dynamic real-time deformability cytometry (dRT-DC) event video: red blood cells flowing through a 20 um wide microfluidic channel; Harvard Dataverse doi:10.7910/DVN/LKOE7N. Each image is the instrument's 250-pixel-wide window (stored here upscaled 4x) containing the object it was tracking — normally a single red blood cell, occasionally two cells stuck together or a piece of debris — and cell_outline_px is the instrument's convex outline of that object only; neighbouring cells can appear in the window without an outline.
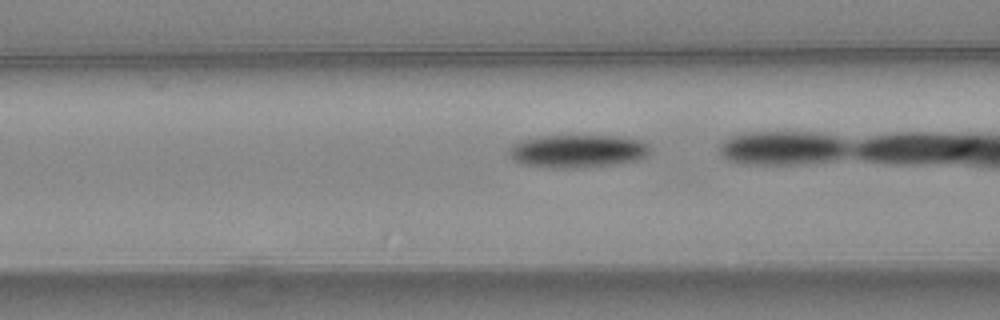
{"species": "common noctule bat (a hibernating species)", "species_latin": "Nyctalus noctula", "temperature_condition": "warm", "stored_images_in_passage": 34, "camera_frame_rate_fps": 3000, "um_per_image_px": 0.085, "animal": {"sex": "female", "body_mass_g": 24.6, "forearm_length_mm": 56.2}, "frame": {"image": 1, "passage_image": 16, "time_ms": 5.0, "image_size_px": [1000, 320], "cell_outline_px": [[652, 148], [640, 160], [612, 164], [572, 168], [560, 168], [520, 164], [512, 160], [508, 152], [508, 148], [512, 144], [520, 140], [544, 136], [616, 136], [640, 140], [648, 144]], "centroid_in_image_um": [49.06, 12.84], "position_along_channel_um": 117.5, "area_um2": 27.05}}